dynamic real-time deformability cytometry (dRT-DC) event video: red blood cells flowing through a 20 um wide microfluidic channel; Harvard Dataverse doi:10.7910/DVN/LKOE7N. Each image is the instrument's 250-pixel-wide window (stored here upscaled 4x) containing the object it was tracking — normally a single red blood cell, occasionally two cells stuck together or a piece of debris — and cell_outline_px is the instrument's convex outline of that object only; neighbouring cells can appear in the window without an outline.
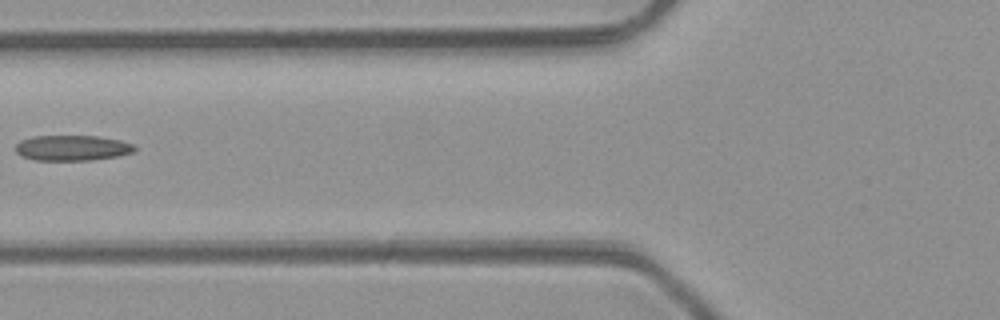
{"species": "common noctule bat (a hibernating species)", "species_latin": "Nyctalus noctula", "temperature_condition": "room temperature", "stored_images_in_passage": 5, "camera_frame_rate_fps": 3000, "um_per_image_px": 0.085, "animal": {"sex": "male", "body_mass_g": 23.1, "forearm_length_mm": 52.7}, "frame": {"image": 1, "passage_image": 5, "time_ms": 5.333, "image_size_px": [1000, 320], "cell_outline_px": [[136, 148], [132, 152], [116, 156], [92, 160], [36, 160], [24, 156], [16, 152], [16, 144], [20, 140], [32, 136], [100, 136], [120, 140], [132, 144]], "centroid_in_image_um": [6.13, 12.56], "position_along_channel_um": 119.7, "area_um2": 17.51}}